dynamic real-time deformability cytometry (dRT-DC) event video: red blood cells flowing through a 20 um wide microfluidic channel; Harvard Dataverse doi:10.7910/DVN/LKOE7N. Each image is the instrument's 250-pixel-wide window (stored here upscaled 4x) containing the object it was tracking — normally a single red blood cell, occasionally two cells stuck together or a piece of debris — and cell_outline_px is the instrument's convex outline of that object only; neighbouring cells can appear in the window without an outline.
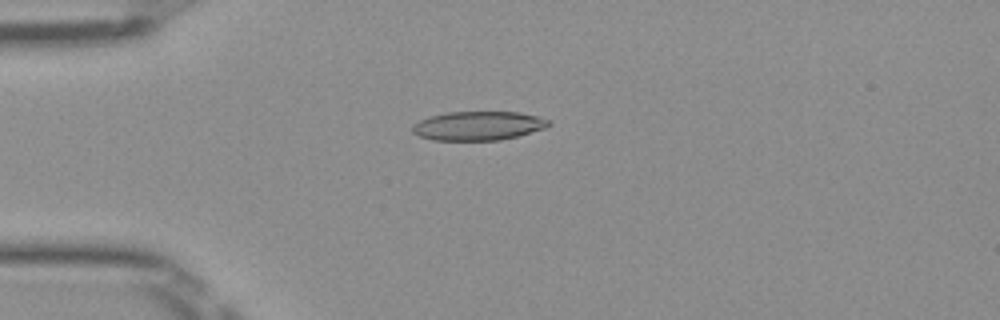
{"species": "Egyptian fruit bat (a non-hibernating species)", "species_latin": "Rousettus aegyptiacus", "temperature_condition": "room temperature", "stored_images_in_passage": 50, "camera_frame_rate_fps": 3000, "um_per_image_px": 0.085, "frame": {"image": 1, "passage_image": 13, "time_ms": 4.0, "image_size_px": [1000, 320], "cell_outline_px": [[552, 124], [544, 128], [516, 136], [500, 140], [432, 140], [420, 136], [412, 132], [412, 124], [420, 120], [444, 112], [520, 112], [552, 120]], "centroid_in_image_um": [40.65, 10.69], "position_along_channel_um": 44.4, "area_um2": 22.95}}
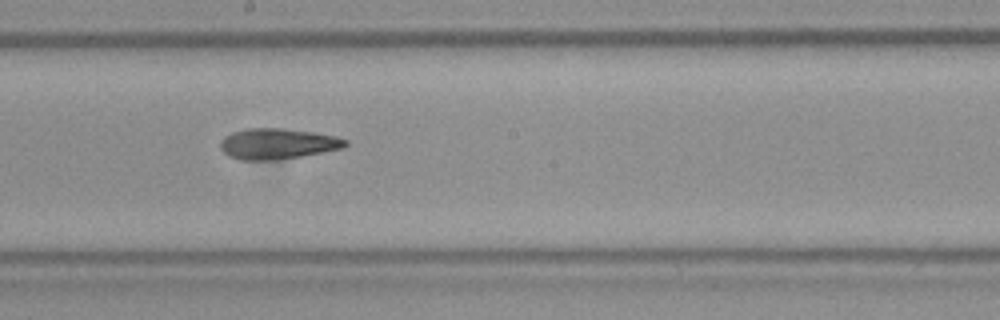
{"frame": {"image": 2, "passage_image": 28, "time_ms": 9.0, "image_size_px": [1000, 320], "cell_outline_px": [[348, 144], [344, 148], [300, 156], [276, 160], [240, 160], [228, 156], [220, 148], [220, 140], [224, 136], [232, 132], [244, 128], [284, 128], [312, 132], [336, 136], [348, 140]], "centroid_in_image_um": [23.57, 12.21], "position_along_channel_um": 224.6, "area_um2": 22.54}}
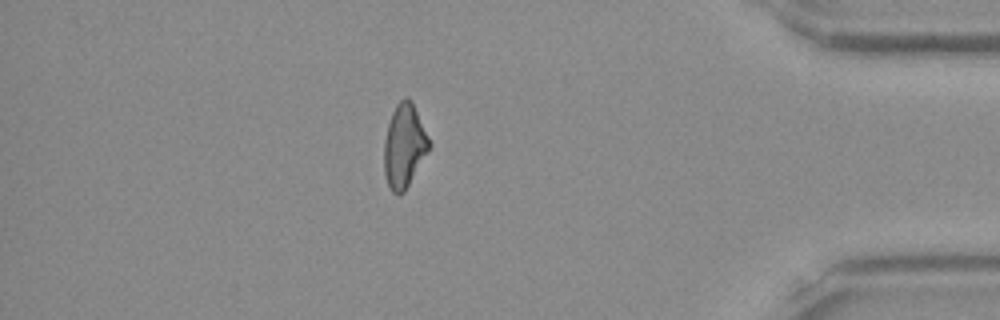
{"frame": {"image": 3, "passage_image": 44, "time_ms": 14.333, "image_size_px": [1000, 320], "cell_outline_px": [[432, 144], [428, 152], [404, 192], [396, 196], [392, 192], [388, 184], [384, 172], [384, 140], [388, 124], [392, 112], [396, 104], [404, 96], [408, 96], [412, 100]], "centroid_in_image_um": [34.37, 12.38], "position_along_channel_um": 400.8, "area_um2": 22.14}, "authors_computed_cell_mechanics": {"area_um2": 22.5709, "velocity_mm_per_s": 4.0168, "shape_relaxation_time_tau1_ms": null, "shape_relaxation_time_tau2_ms": 4.868, "deformation_change_tau1": null, "deformation_change_tau2": 0.1522}}